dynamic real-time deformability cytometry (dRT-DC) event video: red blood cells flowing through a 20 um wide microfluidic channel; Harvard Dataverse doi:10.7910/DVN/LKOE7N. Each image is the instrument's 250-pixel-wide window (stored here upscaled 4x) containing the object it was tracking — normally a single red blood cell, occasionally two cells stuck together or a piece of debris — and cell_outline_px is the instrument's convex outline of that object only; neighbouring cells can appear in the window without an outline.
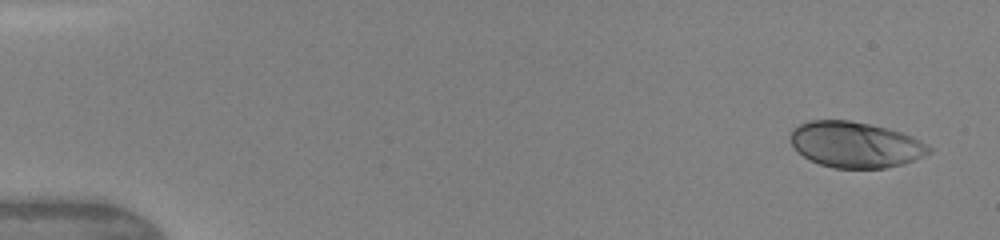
{"species": "human", "species_latin": "Homo sapiens", "temperature_condition": "warm", "stored_images_in_passage": 9, "camera_frame_rate_fps": 3000, "um_per_image_px": 0.085, "donor": {"sex": "female"}, "frame": {"image": 1, "passage_image": 1, "time_ms": 0.0, "image_size_px": [1000, 240], "cell_outline_px": [[932, 152], [904, 164], [884, 168], [832, 168], [820, 164], [804, 156], [792, 144], [792, 128], [808, 120], [848, 120], [872, 124], [900, 132], [912, 136], [920, 140], [932, 148]], "centroid_in_image_um": [72.74, 12.29], "position_along_channel_um": 12.3, "area_um2": 36.82}}
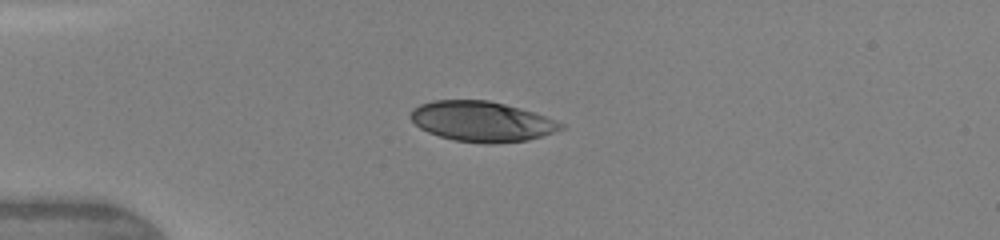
{"frame": {"image": 2, "passage_image": 4, "time_ms": 3.333, "image_size_px": [1000, 240], "cell_outline_px": [[564, 128], [528, 140], [492, 144], [484, 144], [456, 140], [440, 136], [428, 132], [420, 128], [408, 116], [412, 108], [420, 104], [432, 100], [488, 100], [536, 112], [564, 124]], "centroid_in_image_um": [40.93, 10.31], "position_along_channel_um": 44.1, "area_um2": 35.2}}
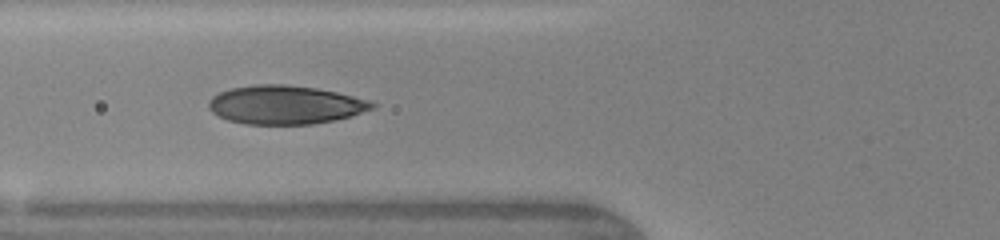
{"frame": {"image": 3, "passage_image": 7, "time_ms": 5.333, "image_size_px": [1000, 240], "cell_outline_px": [[376, 108], [352, 116], [312, 124], [244, 124], [228, 120], [212, 112], [208, 108], [208, 100], [212, 96], [220, 92], [232, 88], [256, 84], [284, 84], [316, 88], [336, 92], [372, 100], [376, 104]], "centroid_in_image_um": [24.27, 8.91], "position_along_channel_um": 101.5, "area_um2": 36.93}}